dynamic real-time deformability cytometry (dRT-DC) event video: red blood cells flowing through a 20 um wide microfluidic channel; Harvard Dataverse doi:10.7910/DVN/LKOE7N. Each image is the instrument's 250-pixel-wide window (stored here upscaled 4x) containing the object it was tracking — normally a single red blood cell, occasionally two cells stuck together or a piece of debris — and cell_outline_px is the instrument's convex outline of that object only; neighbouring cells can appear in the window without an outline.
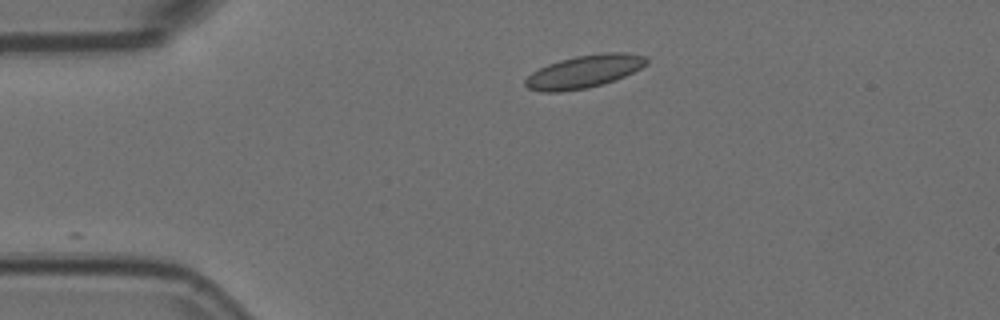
{"species": "Egyptian fruit bat (a non-hibernating species)", "species_latin": "Rousettus aegyptiacus", "temperature_condition": "room temperature", "stored_images_in_passage": 13, "camera_frame_rate_fps": 3000, "um_per_image_px": 0.085, "animal": {"sex": "female"}, "frame": {"image": 1, "passage_image": 1, "time_ms": 0.0, "image_size_px": [1000, 320], "cell_outline_px": [[648, 64], [624, 76], [604, 84], [588, 88], [560, 92], [540, 92], [528, 88], [524, 84], [524, 80], [532, 72], [548, 64], [560, 60], [576, 56], [604, 52], [624, 52], [648, 56]], "centroid_in_image_um": [49.66, 6.08], "position_along_channel_um": 35.3, "area_um2": 23.29}}
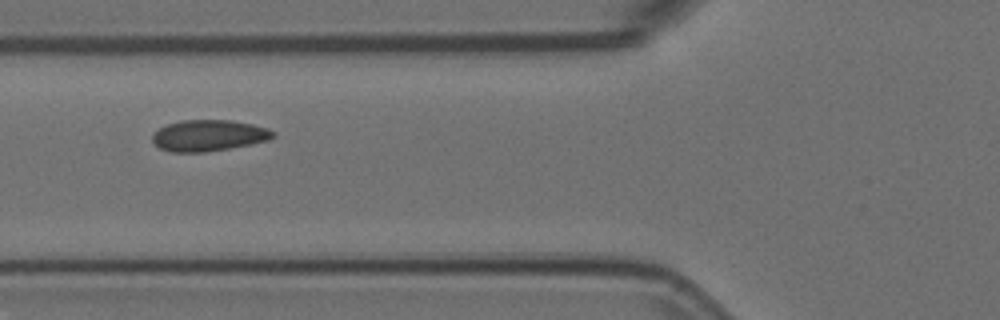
{"frame": {"image": 2, "passage_image": 10, "time_ms": 3.0, "image_size_px": [1000, 320], "cell_outline_px": [[276, 136], [268, 140], [228, 148], [204, 152], [172, 152], [160, 148], [152, 140], [152, 136], [160, 128], [168, 124], [180, 120], [232, 120], [252, 124], [268, 128], [276, 132]], "centroid_in_image_um": [17.76, 11.51], "position_along_channel_um": 108.0, "area_um2": 21.79}}
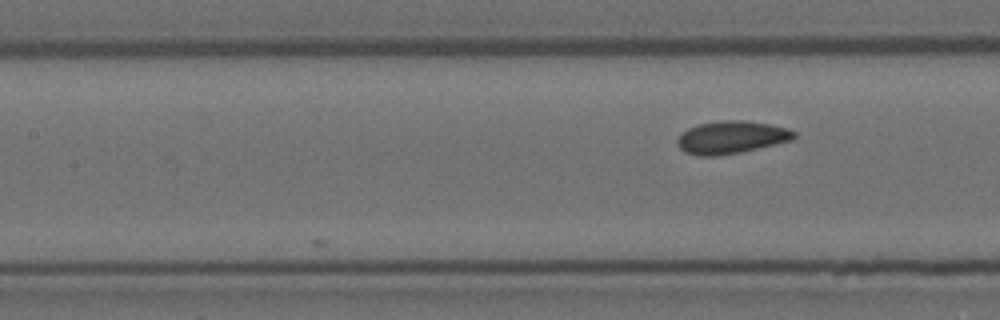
{"frame": {"image": 3, "passage_image": 13, "time_ms": 4.0, "image_size_px": [1000, 320], "cell_outline_px": [[796, 136], [792, 140], [740, 152], [716, 156], [696, 156], [684, 152], [680, 148], [676, 140], [688, 128], [700, 124], [724, 120], [744, 120], [768, 124], [788, 128], [796, 132]], "centroid_in_image_um": [62.16, 11.68], "position_along_channel_um": 145.2, "area_um2": 22.02}}